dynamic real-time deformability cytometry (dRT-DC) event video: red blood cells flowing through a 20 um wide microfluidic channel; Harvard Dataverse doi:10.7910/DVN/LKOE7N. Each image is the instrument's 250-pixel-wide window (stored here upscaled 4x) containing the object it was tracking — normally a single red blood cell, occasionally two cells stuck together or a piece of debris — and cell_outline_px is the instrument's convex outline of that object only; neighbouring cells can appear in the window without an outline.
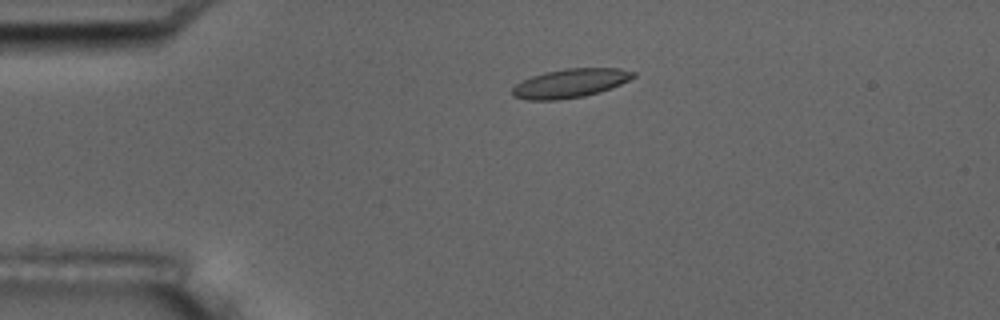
{"species": "common noctule bat (a hibernating species)", "species_latin": "Nyctalus noctula", "temperature_condition": "room temperature", "stored_images_in_passage": 4, "camera_frame_rate_fps": 3000, "um_per_image_px": 0.085, "animal": {"sex": "male", "body_mass_g": 17.5, "forearm_length_mm": 52.3}, "frame": {"image": 1, "passage_image": 3, "time_ms": 2.333, "image_size_px": [1000, 320], "cell_outline_px": [[636, 76], [620, 84], [600, 92], [584, 96], [556, 100], [528, 100], [512, 96], [512, 88], [516, 84], [532, 76], [544, 72], [564, 68], [620, 68], [636, 72]], "centroid_in_image_um": [48.47, 7.07], "position_along_channel_um": 36.5, "area_um2": 20.35}}